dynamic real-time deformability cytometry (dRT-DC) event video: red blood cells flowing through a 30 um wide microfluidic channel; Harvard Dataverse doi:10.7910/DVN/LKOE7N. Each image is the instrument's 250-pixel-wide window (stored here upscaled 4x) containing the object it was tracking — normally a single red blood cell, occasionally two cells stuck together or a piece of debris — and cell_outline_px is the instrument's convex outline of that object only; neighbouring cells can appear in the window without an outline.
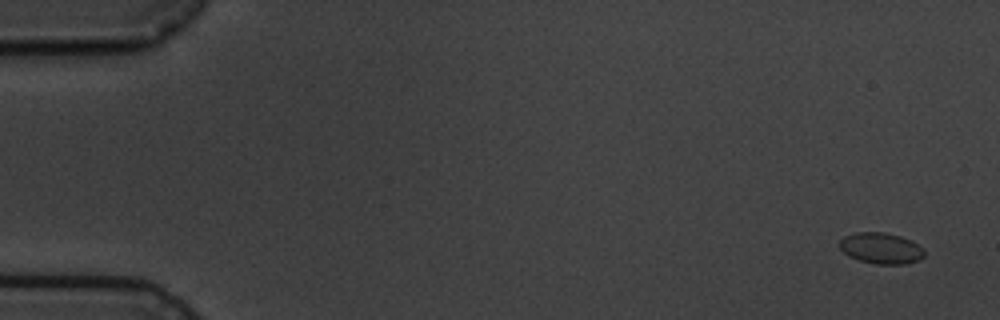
{"species": "common noctule bat (a hibernating species)", "species_latin": "Nyctalus noctula", "temperature_condition": "cold", "stored_images_in_passage": 6, "camera_frame_rate_fps": 3000, "um_per_image_px": 0.085, "animal": {"sex": "male", "body_mass_g": 19.5, "forearm_length_mm": 54.6}, "frame": {"image": 1, "passage_image": 1, "time_ms": 0.0, "image_size_px": [1000, 320], "cell_outline_px": [[924, 256], [920, 260], [904, 264], [876, 264], [860, 260], [848, 256], [840, 248], [840, 240], [844, 236], [856, 232], [884, 232], [900, 236], [912, 240], [924, 248]], "centroid_in_image_um": [74.91, 21.09], "position_along_channel_um": 10.1, "area_um2": 15.43}}
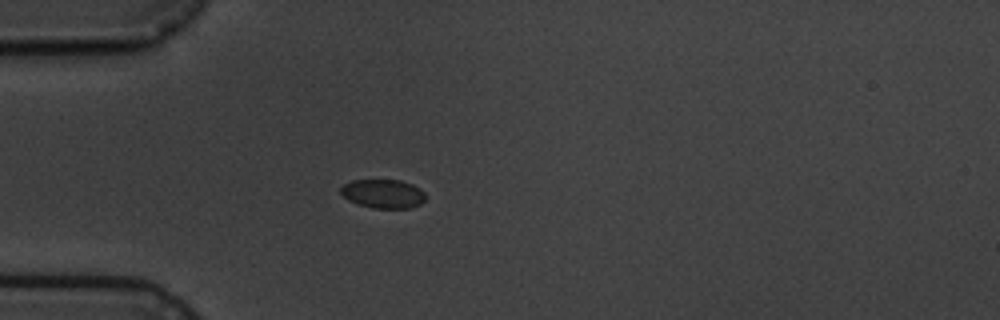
{"frame": {"image": 2, "passage_image": 5, "time_ms": 4.667, "image_size_px": [1000, 320], "cell_outline_px": [[424, 200], [420, 204], [412, 208], [372, 208], [356, 204], [348, 200], [340, 192], [340, 188], [344, 184], [352, 180], [400, 180], [412, 184], [420, 188], [424, 192]], "centroid_in_image_um": [32.55, 16.47], "position_along_channel_um": 52.4, "area_um2": 14.33}}